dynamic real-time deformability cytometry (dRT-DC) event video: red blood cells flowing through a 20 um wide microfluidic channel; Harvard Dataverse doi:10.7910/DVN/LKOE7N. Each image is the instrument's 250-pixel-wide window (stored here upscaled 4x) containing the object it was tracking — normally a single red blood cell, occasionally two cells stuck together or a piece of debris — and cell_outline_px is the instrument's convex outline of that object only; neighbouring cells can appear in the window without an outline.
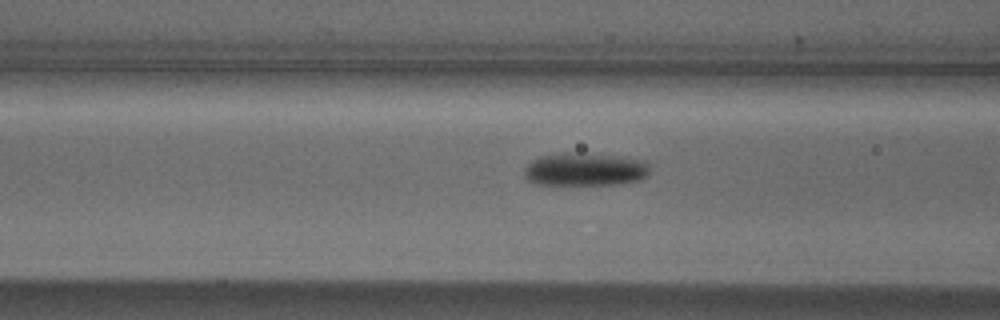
{"species": "Egyptian fruit bat (a non-hibernating species)", "species_latin": "Rousettus aegyptiacus", "temperature_condition": "cold", "stored_images_in_passage": 20, "camera_frame_rate_fps": 3000, "um_per_image_px": 0.085, "animal": {"sex": "male"}, "frame": {"image": 1, "passage_image": 18, "time_ms": 5.667, "image_size_px": [1000, 320], "cell_outline_px": [[648, 172], [640, 180], [620, 184], [532, 184], [524, 176], [524, 168], [532, 160], [540, 156], [556, 152], [624, 156], [644, 160], [648, 164]], "centroid_in_image_um": [49.69, 14.39], "position_along_channel_um": 116.9, "area_um2": 24.28}}